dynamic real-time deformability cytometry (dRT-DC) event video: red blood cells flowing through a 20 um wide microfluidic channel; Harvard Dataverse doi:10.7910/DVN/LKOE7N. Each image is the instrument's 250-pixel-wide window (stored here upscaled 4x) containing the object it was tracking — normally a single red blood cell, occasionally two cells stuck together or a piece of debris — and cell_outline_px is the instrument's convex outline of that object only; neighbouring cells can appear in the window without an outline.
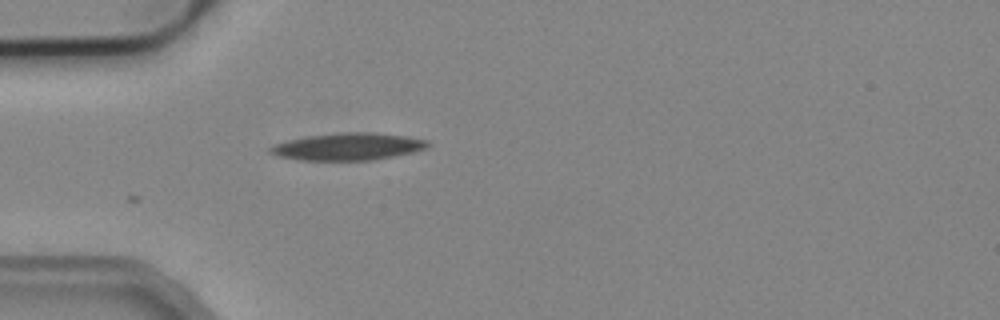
{"species": "common noctule bat (a hibernating species)", "species_latin": "Nyctalus noctula", "temperature_condition": "cold", "stored_images_in_passage": 4, "camera_frame_rate_fps": 3000, "um_per_image_px": 0.085, "animal": {"sex": "male", "body_mass_g": 19.2, "forearm_length_mm": 51.8}, "frame": {"image": 1, "passage_image": 1, "time_ms": 0.0, "image_size_px": [1000, 320], "cell_outline_px": [[428, 144], [424, 148], [412, 152], [392, 156], [368, 160], [304, 160], [280, 156], [268, 152], [268, 148], [276, 144], [288, 140], [308, 136], [340, 132], [372, 132], [408, 136], [428, 140]], "centroid_in_image_um": [29.57, 12.45], "position_along_channel_um": 55.4, "area_um2": 24.62}}